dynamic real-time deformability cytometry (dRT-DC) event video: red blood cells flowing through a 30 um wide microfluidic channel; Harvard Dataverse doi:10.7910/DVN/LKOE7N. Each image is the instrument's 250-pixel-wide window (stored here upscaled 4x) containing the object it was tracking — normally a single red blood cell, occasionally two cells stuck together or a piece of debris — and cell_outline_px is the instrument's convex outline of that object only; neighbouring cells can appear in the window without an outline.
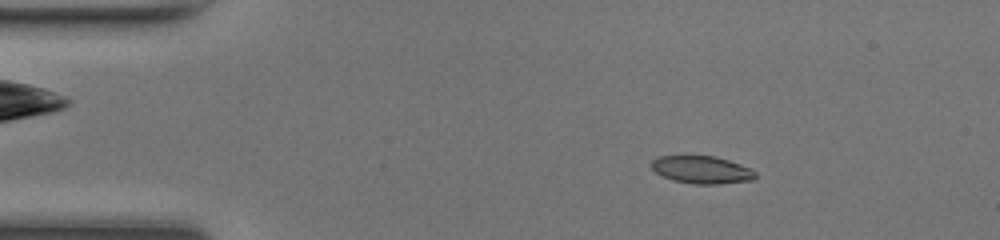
{"species": "common noctule bat (a hibernating species)", "species_latin": "Nyctalus noctula", "temperature_condition": "room temperature", "stored_images_in_passage": 9, "camera_frame_rate_fps": 3000, "um_per_image_px": 0.085, "animal": {"sex": "female", "body_mass_g": 17.0, "forearm_length_mm": 48.0}, "frame": {"image": 1, "passage_image": 2, "time_ms": 0.333, "image_size_px": [1000, 240], "cell_outline_px": [[756, 176], [752, 180], [716, 184], [692, 184], [676, 180], [664, 176], [656, 172], [652, 168], [652, 160], [660, 156], [716, 156], [752, 168], [756, 172]], "centroid_in_image_um": [59.69, 14.42], "position_along_channel_um": 25.3, "area_um2": 16.53}}